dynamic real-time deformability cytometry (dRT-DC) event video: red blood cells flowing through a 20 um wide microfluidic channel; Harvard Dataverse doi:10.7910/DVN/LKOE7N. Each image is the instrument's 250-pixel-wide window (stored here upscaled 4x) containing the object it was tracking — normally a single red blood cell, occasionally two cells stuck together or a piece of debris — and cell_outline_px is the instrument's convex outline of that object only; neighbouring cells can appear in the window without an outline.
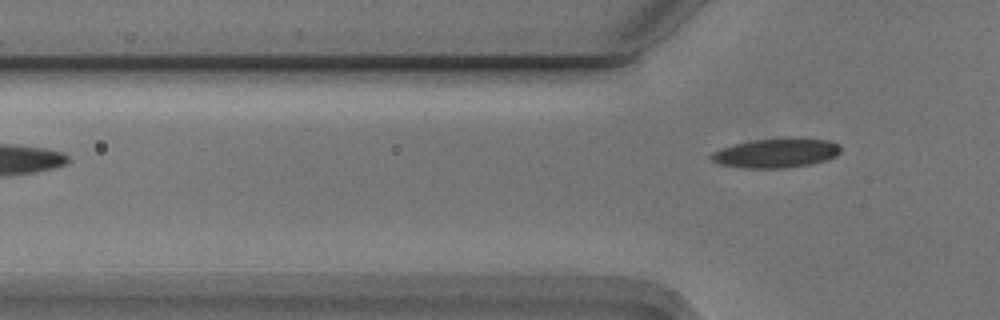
{"species": "Egyptian fruit bat (a non-hibernating species)", "species_latin": "Rousettus aegyptiacus", "temperature_condition": "cold", "stored_images_in_passage": 4, "segment_of_instrument_passage": [2, 2], "camera_frame_rate_fps": 3000, "um_per_image_px": 0.085, "animal": {"sex": "male"}, "frame": {"image": 1, "passage_image": 4, "time_ms": 1.0, "image_size_px": [1000, 320], "cell_outline_px": [[840, 152], [836, 156], [824, 160], [808, 164], [784, 168], [744, 168], [720, 164], [712, 160], [708, 156], [712, 152], [720, 148], [752, 140], [828, 140], [840, 144]], "centroid_in_image_um": [65.91, 13.04], "position_along_channel_um": 59.9, "area_um2": 21.33}}